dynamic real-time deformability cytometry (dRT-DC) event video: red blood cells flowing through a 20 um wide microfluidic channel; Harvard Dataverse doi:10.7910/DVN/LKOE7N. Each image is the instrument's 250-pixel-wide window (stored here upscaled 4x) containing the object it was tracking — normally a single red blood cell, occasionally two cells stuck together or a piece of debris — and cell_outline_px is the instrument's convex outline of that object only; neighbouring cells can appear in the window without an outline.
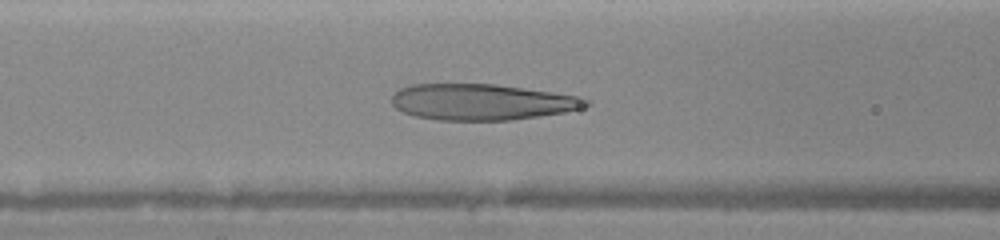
{"species": "human", "species_latin": "Homo sapiens", "temperature_condition": "warm", "stored_images_in_passage": 34, "camera_frame_rate_fps": 3000, "um_per_image_px": 0.085, "donor": {"sex": "female"}, "frame": {"image": 1, "passage_image": 18, "time_ms": 5.333, "image_size_px": [1000, 240], "cell_outline_px": [[592, 104], [580, 108], [564, 112], [512, 120], [436, 120], [416, 116], [404, 112], [396, 108], [392, 104], [392, 96], [400, 88], [412, 84], [496, 84], [580, 96], [592, 100]], "centroid_in_image_um": [40.97, 8.67], "position_along_channel_um": 125.6, "area_um2": 40.86}}
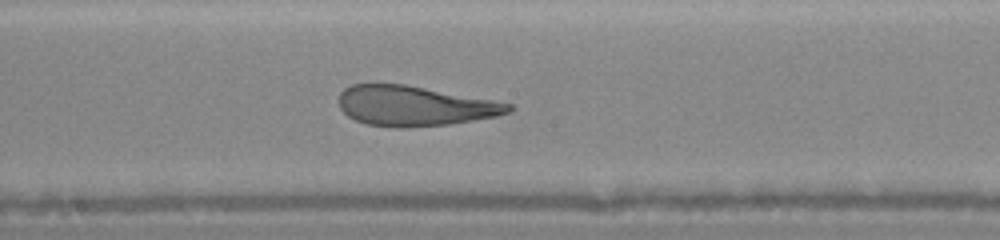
{"frame": {"image": 2, "passage_image": 24, "time_ms": 7.333, "image_size_px": [1000, 240], "cell_outline_px": [[512, 112], [496, 116], [448, 124], [408, 128], [396, 128], [368, 124], [356, 120], [348, 116], [340, 108], [340, 92], [344, 88], [352, 84], [404, 84], [492, 100], [512, 104]], "centroid_in_image_um": [35.22, 9.01], "position_along_channel_um": 213.0, "area_um2": 39.3}}
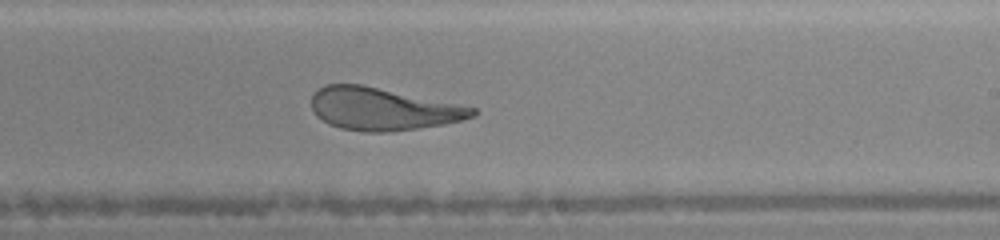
{"frame": {"image": 3, "passage_image": 26, "time_ms": 8.333, "image_size_px": [1000, 240], "cell_outline_px": [[476, 116], [444, 124], [388, 132], [364, 132], [340, 128], [328, 124], [316, 116], [312, 108], [312, 96], [324, 84], [360, 84], [476, 108]], "centroid_in_image_um": [32.49, 9.27], "position_along_channel_um": 256.5, "area_um2": 39.42}}